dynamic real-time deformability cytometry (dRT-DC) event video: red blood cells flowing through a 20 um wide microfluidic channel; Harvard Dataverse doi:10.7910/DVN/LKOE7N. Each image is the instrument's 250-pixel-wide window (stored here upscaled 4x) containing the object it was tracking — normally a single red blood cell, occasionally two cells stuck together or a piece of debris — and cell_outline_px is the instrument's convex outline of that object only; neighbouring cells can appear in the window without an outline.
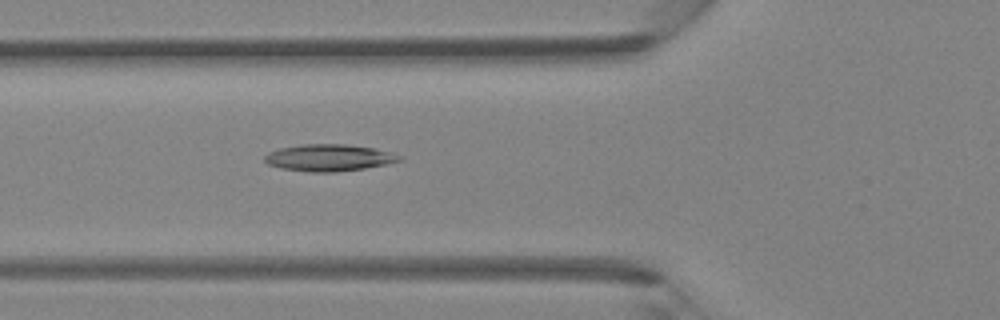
{"species": "Egyptian fruit bat (a non-hibernating species)", "species_latin": "Rousettus aegyptiacus", "temperature_condition": "room temperature", "stored_images_in_passage": 42, "camera_frame_rate_fps": 3000, "um_per_image_px": 0.085, "animal": {"sex": "female"}, "frame": {"image": 1, "passage_image": 16, "time_ms": 5.0, "image_size_px": [1000, 320], "cell_outline_px": [[404, 160], [388, 164], [364, 168], [336, 172], [312, 172], [280, 168], [268, 164], [264, 160], [264, 156], [268, 152], [280, 148], [300, 144], [344, 144], [376, 148], [392, 152], [400, 156]], "centroid_in_image_um": [27.98, 13.4], "position_along_channel_um": 97.8, "area_um2": 21.21}}
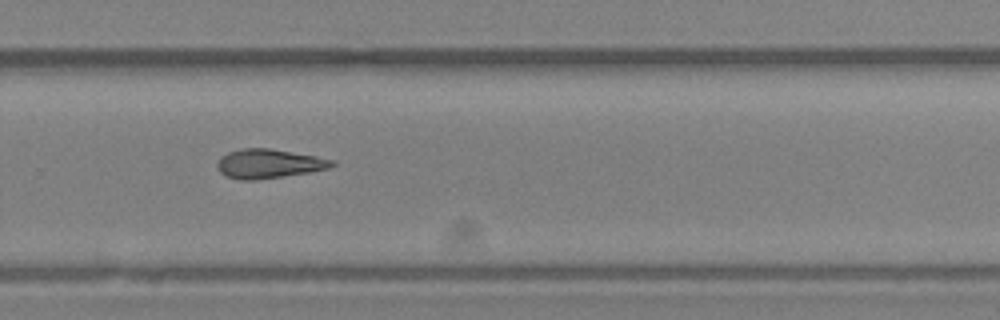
{"frame": {"image": 2, "passage_image": 29, "time_ms": 9.333, "image_size_px": [1000, 320], "cell_outline_px": [[336, 164], [328, 168], [308, 172], [256, 180], [240, 180], [224, 176], [216, 168], [216, 164], [220, 156], [228, 152], [244, 148], [268, 148], [316, 156], [336, 160]], "centroid_in_image_um": [22.81, 13.91], "position_along_channel_um": 307.0, "area_um2": 19.54}}
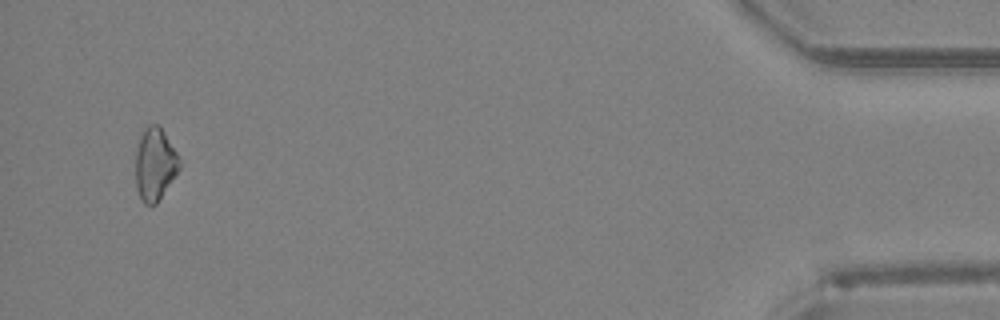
{"frame": {"image": 3, "passage_image": 41, "time_ms": 13.333, "image_size_px": [1000, 320], "cell_outline_px": [[180, 168], [156, 204], [144, 204], [140, 200], [136, 188], [136, 152], [140, 136], [144, 128], [148, 124], [156, 124], [164, 132], [180, 156]], "centroid_in_image_um": [13.17, 13.95], "position_along_channel_um": 422.0, "area_um2": 18.55}}